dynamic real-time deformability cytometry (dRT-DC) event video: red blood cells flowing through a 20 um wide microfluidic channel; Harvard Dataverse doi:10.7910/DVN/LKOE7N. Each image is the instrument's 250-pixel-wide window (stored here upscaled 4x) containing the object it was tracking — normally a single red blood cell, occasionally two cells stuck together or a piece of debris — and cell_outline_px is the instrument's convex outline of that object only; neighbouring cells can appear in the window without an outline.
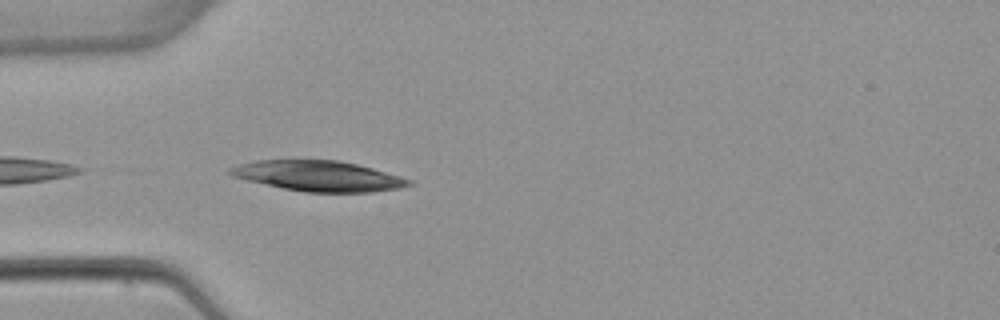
{"species": "common noctule bat (a hibernating species)", "species_latin": "Nyctalus noctula", "temperature_condition": "warm", "stored_images_in_passage": 5, "camera_frame_rate_fps": 3000, "um_per_image_px": 0.085, "animal": {"sex": "female", "body_mass_g": 22.7, "forearm_length_mm": 54.2}, "frame": {"image": 1, "passage_image": 5, "time_ms": 4.667, "image_size_px": [1000, 320], "cell_outline_px": [[412, 184], [400, 188], [372, 192], [304, 192], [284, 188], [248, 180], [232, 176], [228, 172], [228, 168], [240, 164], [256, 160], [340, 160], [372, 168], [400, 176], [412, 180]], "centroid_in_image_um": [27.08, 14.95], "position_along_channel_um": 57.9, "area_um2": 31.44}}